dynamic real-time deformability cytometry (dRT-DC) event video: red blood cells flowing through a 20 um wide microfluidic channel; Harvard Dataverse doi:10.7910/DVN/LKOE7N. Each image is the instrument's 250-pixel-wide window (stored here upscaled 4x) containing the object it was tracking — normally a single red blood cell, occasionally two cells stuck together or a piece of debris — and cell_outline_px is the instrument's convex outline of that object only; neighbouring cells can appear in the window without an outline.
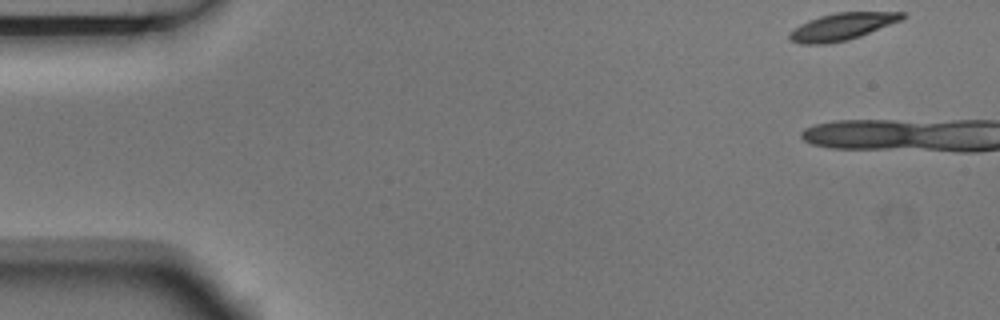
{"species": "Egyptian fruit bat (a non-hibernating species)", "species_latin": "Rousettus aegyptiacus", "temperature_condition": "room temperature", "stored_images_in_passage": 6, "camera_frame_rate_fps": 3000, "um_per_image_px": 0.085, "animal": {"sex": "male"}, "frame": {"image": 1, "passage_image": 1, "time_ms": 0.0, "image_size_px": [1000, 320], "cell_outline_px": [[908, 16], [900, 20], [860, 36], [848, 40], [824, 44], [800, 44], [792, 40], [788, 36], [800, 24], [808, 20], [820, 16], [836, 12], [904, 12]], "centroid_in_image_um": [71.59, 2.25], "position_along_channel_um": 13.4, "area_um2": 17.51}}
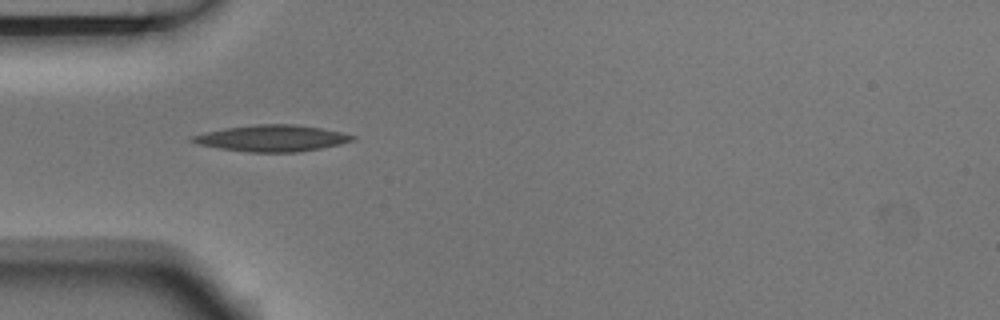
{"frame": {"image": 2, "passage_image": 5, "time_ms": 1.333, "image_size_px": [1000, 320], "cell_outline_px": [[356, 140], [340, 144], [300, 152], [248, 152], [220, 148], [200, 144], [188, 140], [192, 136], [204, 132], [228, 128], [256, 124], [292, 124], [320, 128], [340, 132], [356, 136]], "centroid_in_image_um": [23.14, 11.75], "position_along_channel_um": 61.9, "area_um2": 24.39}}
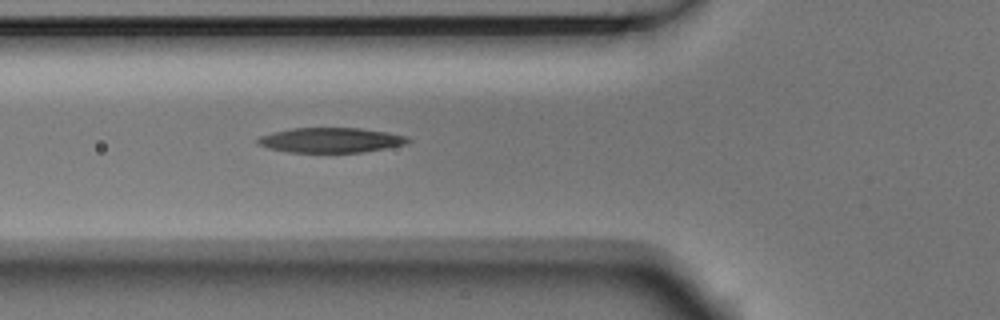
{"frame": {"image": 3, "passage_image": 6, "time_ms": 1.667, "image_size_px": [1000, 320], "cell_outline_px": [[412, 140], [404, 144], [384, 148], [360, 152], [288, 152], [268, 148], [256, 144], [256, 140], [260, 136], [292, 128], [360, 128], [388, 132], [408, 136]], "centroid_in_image_um": [28.11, 11.91], "position_along_channel_um": 97.7, "area_um2": 21.68}}